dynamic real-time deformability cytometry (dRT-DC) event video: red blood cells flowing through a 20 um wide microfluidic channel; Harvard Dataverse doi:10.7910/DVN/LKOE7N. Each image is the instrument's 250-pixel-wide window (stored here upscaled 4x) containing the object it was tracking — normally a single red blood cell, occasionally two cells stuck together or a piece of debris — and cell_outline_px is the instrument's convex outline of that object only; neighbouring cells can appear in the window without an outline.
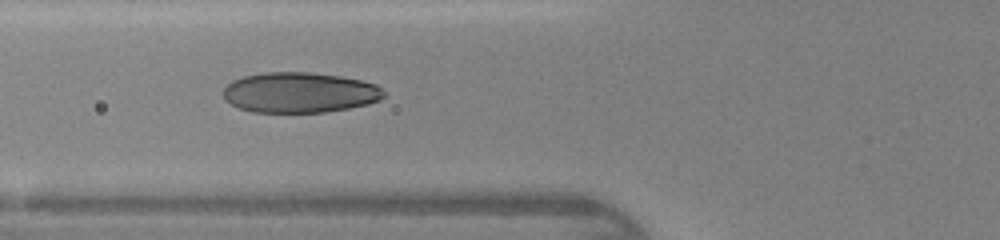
{"species": "human", "species_latin": "Homo sapiens", "temperature_condition": "warm", "stored_images_in_passage": 14, "camera_frame_rate_fps": 3000, "um_per_image_px": 0.085, "donor": {"sex": "female"}, "frame": {"image": 1, "passage_image": 5, "time_ms": 1.333, "image_size_px": [1000, 240], "cell_outline_px": [[384, 96], [380, 100], [368, 104], [348, 108], [324, 112], [252, 112], [240, 108], [224, 100], [224, 88], [232, 80], [244, 76], [264, 72], [308, 72], [340, 76], [360, 80], [376, 84], [384, 92]], "centroid_in_image_um": [25.46, 7.86], "position_along_channel_um": 100.3, "area_um2": 37.74}}